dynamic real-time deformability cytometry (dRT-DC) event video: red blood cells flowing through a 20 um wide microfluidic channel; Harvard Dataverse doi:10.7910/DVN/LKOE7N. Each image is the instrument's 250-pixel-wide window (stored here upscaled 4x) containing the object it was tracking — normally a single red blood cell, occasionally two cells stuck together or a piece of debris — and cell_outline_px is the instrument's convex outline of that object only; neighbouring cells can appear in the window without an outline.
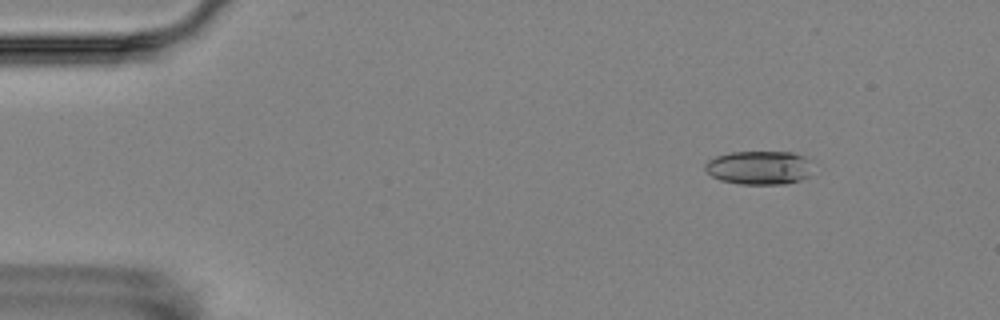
{"species": "Egyptian fruit bat (a non-hibernating species)", "species_latin": "Rousettus aegyptiacus", "temperature_condition": "room temperature", "stored_images_in_passage": 5, "camera_frame_rate_fps": 3000, "um_per_image_px": 0.085, "animal": {"sex": "female"}, "frame": {"image": 1, "passage_image": 1, "time_ms": 0.0, "image_size_px": [1000, 320], "cell_outline_px": [[816, 160], [808, 176], [800, 180], [784, 184], [740, 184], [720, 180], [712, 176], [704, 168], [704, 164], [708, 160], [716, 156], [732, 152], [792, 152]], "centroid_in_image_um": [64.59, 14.24], "position_along_channel_um": 20.4, "area_um2": 21.5}}